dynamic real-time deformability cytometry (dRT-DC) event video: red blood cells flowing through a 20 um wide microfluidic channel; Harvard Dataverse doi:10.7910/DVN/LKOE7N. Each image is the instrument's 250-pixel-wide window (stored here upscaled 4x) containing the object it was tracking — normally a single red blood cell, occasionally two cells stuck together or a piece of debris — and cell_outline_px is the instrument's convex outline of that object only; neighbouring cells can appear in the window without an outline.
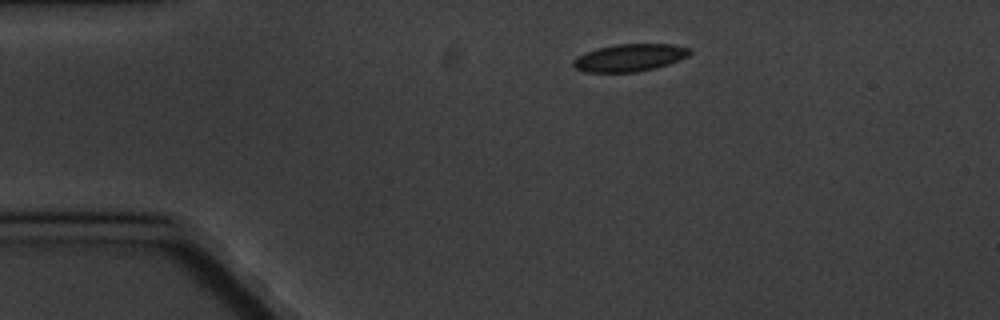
{"species": "common noctule bat (a hibernating species)", "species_latin": "Nyctalus noctula", "temperature_condition": "cold", "stored_images_in_passage": 4, "camera_frame_rate_fps": 3000, "um_per_image_px": 0.085, "animal": {"sex": "male", "body_mass_g": 20.1, "forearm_length_mm": 53.5}, "frame": {"image": 1, "passage_image": 1, "time_ms": 0.0, "image_size_px": [1000, 320], "cell_outline_px": [[692, 52], [688, 56], [668, 64], [656, 68], [636, 72], [584, 72], [576, 68], [572, 64], [572, 60], [576, 56], [600, 48], [616, 44], [672, 44], [692, 48]], "centroid_in_image_um": [53.54, 4.9], "position_along_channel_um": 31.5, "area_um2": 18.61}}
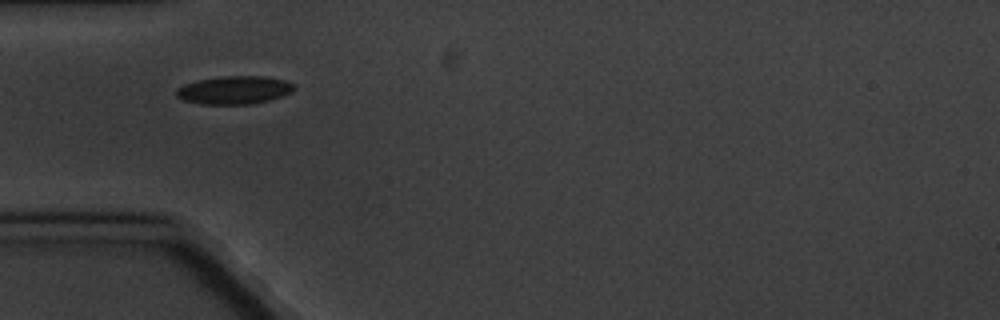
{"frame": {"image": 2, "passage_image": 3, "time_ms": 2.333, "image_size_px": [1000, 320], "cell_outline_px": [[296, 88], [292, 92], [268, 100], [248, 104], [204, 104], [184, 100], [176, 96], [176, 88], [184, 84], [200, 80], [220, 76], [264, 76], [284, 80], [292, 84]], "centroid_in_image_um": [19.9, 7.65], "position_along_channel_um": 65.1, "area_um2": 19.07}}